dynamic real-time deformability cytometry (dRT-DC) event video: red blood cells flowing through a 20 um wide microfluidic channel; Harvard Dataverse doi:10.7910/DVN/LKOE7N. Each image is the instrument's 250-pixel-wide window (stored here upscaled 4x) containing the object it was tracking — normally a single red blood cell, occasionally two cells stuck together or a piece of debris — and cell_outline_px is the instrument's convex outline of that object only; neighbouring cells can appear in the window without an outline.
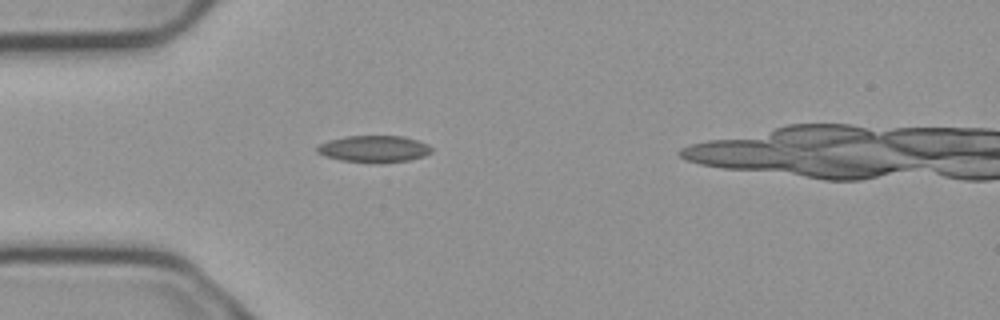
{"species": "common noctule bat (a hibernating species)", "species_latin": "Nyctalus noctula", "temperature_condition": "cold", "stored_images_in_passage": 4, "camera_frame_rate_fps": 3000, "um_per_image_px": 0.085, "animal": {"sex": "male", "body_mass_g": 23.1, "forearm_length_mm": 52.7}, "frame": {"image": 1, "passage_image": 3, "time_ms": 0.667, "image_size_px": [1000, 320], "cell_outline_px": [[432, 152], [424, 156], [408, 160], [340, 160], [316, 152], [316, 148], [320, 144], [328, 140], [344, 136], [404, 136], [428, 144], [432, 148]], "centroid_in_image_um": [31.79, 12.6], "position_along_channel_um": 53.2, "area_um2": 16.99}}